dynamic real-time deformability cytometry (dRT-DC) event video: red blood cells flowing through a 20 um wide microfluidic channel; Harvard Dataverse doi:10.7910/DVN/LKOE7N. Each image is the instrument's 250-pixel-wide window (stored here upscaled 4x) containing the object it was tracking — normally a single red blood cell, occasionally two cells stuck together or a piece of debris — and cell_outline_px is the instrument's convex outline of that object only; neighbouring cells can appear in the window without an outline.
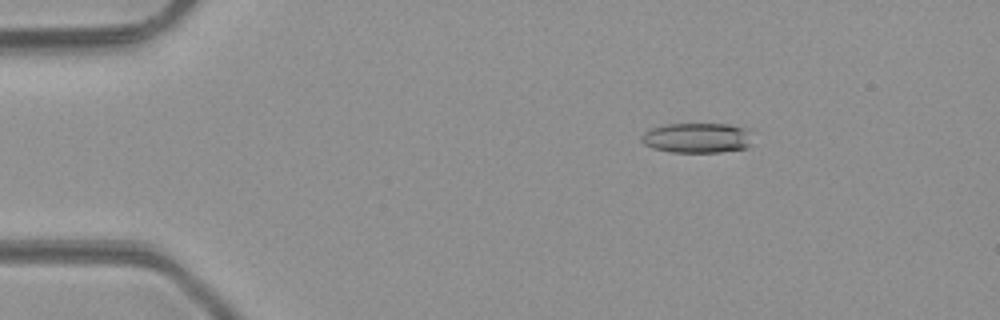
{"species": "common noctule bat (a hibernating species)", "species_latin": "Nyctalus noctula", "temperature_condition": "room temperature", "stored_images_in_passage": 5, "camera_frame_rate_fps": 3000, "um_per_image_px": 0.085, "animal": {"sex": "male", "body_mass_g": 23.1, "forearm_length_mm": 52.7}, "frame": {"image": 1, "passage_image": 3, "time_ms": 2.333, "image_size_px": [1000, 320], "cell_outline_px": [[752, 128], [748, 148], [720, 152], [672, 152], [652, 148], [644, 144], [640, 140], [640, 136], [644, 132], [652, 128], [668, 124], [728, 124]], "centroid_in_image_um": [59.28, 11.71], "position_along_channel_um": 25.7, "area_um2": 19.71}}
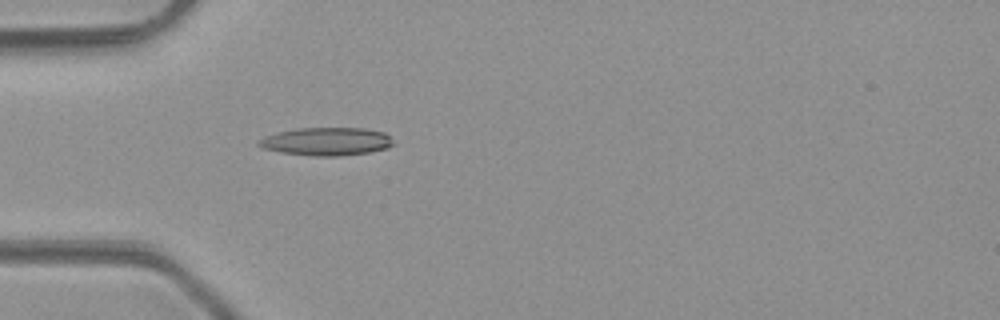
{"frame": {"image": 2, "passage_image": 5, "time_ms": 4.667, "image_size_px": [1000, 320], "cell_outline_px": [[396, 144], [388, 148], [372, 152], [336, 156], [316, 156], [280, 152], [264, 148], [256, 144], [256, 140], [264, 136], [276, 132], [300, 128], [364, 128], [384, 132]], "centroid_in_image_um": [27.75, 12.02], "position_along_channel_um": 57.2, "area_um2": 22.14}}